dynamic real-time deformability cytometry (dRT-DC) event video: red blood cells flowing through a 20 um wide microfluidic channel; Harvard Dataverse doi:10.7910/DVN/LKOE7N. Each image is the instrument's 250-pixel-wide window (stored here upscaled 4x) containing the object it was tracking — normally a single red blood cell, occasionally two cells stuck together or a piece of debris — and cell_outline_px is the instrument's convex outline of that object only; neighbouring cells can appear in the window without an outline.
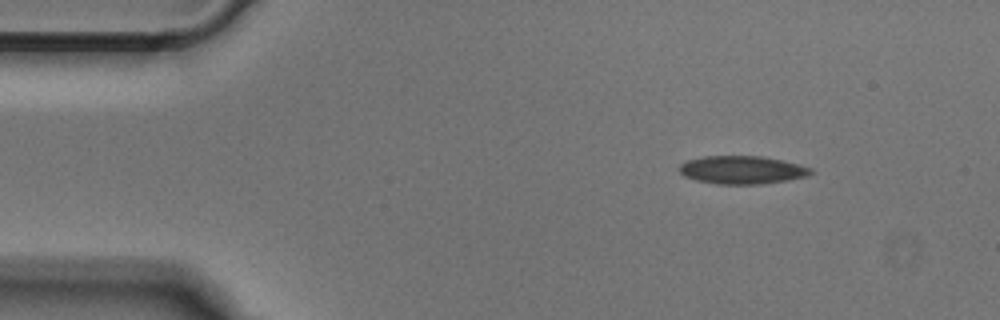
{"species": "Egyptian fruit bat (a non-hibernating species)", "species_latin": "Rousettus aegyptiacus", "temperature_condition": "cold", "stored_images_in_passage": 45, "camera_frame_rate_fps": 3000, "um_per_image_px": 0.085, "animal": {"sex": "male"}, "frame": {"image": 1, "passage_image": 1, "time_ms": 0.0, "image_size_px": [1000, 320], "cell_outline_px": [[816, 172], [808, 176], [788, 180], [760, 184], [716, 184], [696, 180], [684, 176], [680, 172], [680, 164], [688, 160], [704, 156], [764, 156], [784, 160], [812, 168]], "centroid_in_image_um": [63.12, 14.44], "position_along_channel_um": 21.9, "area_um2": 21.68}}
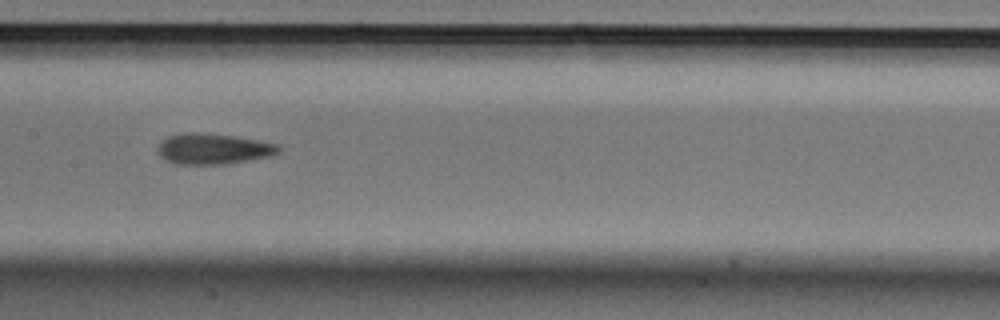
{"frame": {"image": 2, "passage_image": 19, "time_ms": 6.0, "image_size_px": [1000, 320], "cell_outline_px": [[280, 152], [272, 156], [224, 164], [176, 164], [160, 156], [156, 152], [156, 148], [168, 136], [184, 132], [196, 132], [236, 136], [260, 140], [280, 144]], "centroid_in_image_um": [18.15, 12.64], "position_along_channel_um": 189.2, "area_um2": 21.79}}
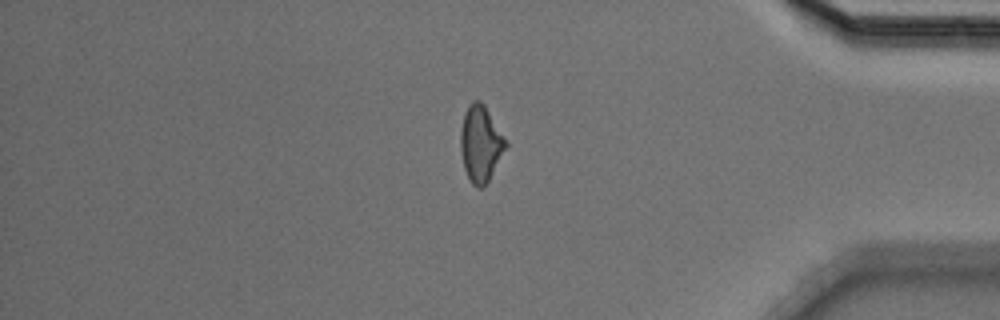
{"frame": {"image": 3, "passage_image": 37, "time_ms": 12.0, "image_size_px": [1000, 320], "cell_outline_px": [[508, 144], [484, 188], [476, 188], [472, 184], [464, 168], [460, 148], [460, 132], [464, 112], [468, 104], [472, 100], [480, 100], [484, 104], [508, 140]], "centroid_in_image_um": [40.85, 12.18], "position_along_channel_um": 394.3, "area_um2": 20.29}}